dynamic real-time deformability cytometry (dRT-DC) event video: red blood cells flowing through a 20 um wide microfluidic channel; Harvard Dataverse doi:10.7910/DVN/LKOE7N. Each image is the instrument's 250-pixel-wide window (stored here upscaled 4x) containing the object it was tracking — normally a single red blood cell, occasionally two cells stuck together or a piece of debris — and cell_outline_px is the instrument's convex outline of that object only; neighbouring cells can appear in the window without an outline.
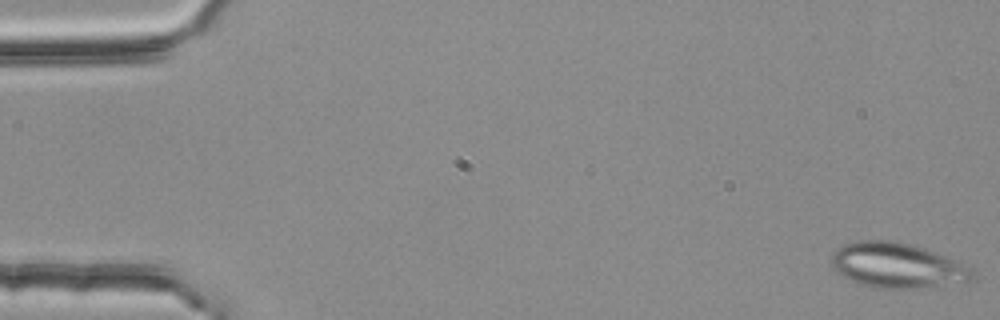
{"species": "common noctule bat (a hibernating species)", "species_latin": "Nyctalus noctula", "temperature_condition": "room temperature", "stored_images_in_passage": 52, "segment_of_instrument_passage": [1, 2], "camera_frame_rate_fps": 3000, "um_per_image_px": 0.085, "animal": {"sex": "female", "body_mass_g": 25.1}, "frame": {"image": 1, "passage_image": 1, "time_ms": 0.0, "image_size_px": [1000, 320], "cell_outline_px": [[976, 276], [968, 280], [916, 288], [872, 288], [840, 276], [832, 268], [832, 256], [836, 248], [844, 244], [856, 240], [892, 240], [912, 244], [936, 252], [972, 268]], "centroid_in_image_um": [76.18, 22.54], "position_along_channel_um": 8.8, "area_um2": 36.88}}